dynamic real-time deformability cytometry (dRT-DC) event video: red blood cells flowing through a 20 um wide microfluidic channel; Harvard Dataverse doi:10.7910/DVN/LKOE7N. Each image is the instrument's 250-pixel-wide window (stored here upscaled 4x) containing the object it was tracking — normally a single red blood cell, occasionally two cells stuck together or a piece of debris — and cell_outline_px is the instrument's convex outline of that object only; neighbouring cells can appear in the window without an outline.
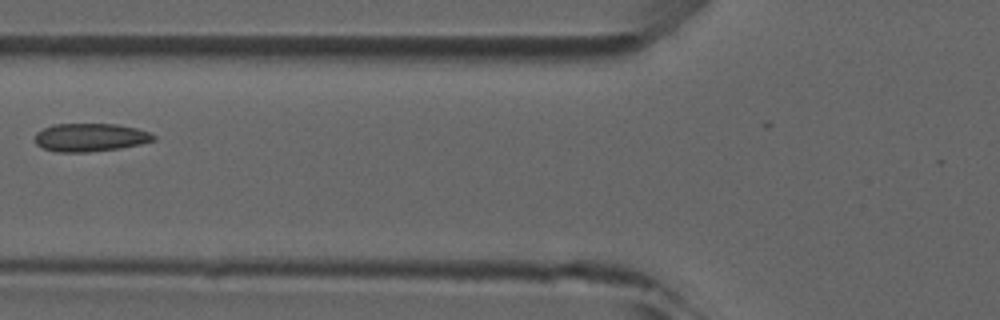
{"species": "common noctule bat (a hibernating species)", "species_latin": "Nyctalus noctula", "temperature_condition": "room temperature", "stored_images_in_passage": 7, "camera_frame_rate_fps": 3000, "um_per_image_px": 0.085, "animal": {"sex": "male", "forearm_length_mm": 52.5}, "frame": {"image": 1, "passage_image": 6, "time_ms": 6.333, "image_size_px": [1000, 320], "cell_outline_px": [[156, 140], [140, 144], [120, 148], [88, 152], [56, 152], [44, 148], [36, 144], [36, 132], [52, 124], [116, 124], [136, 128], [148, 132], [156, 136]], "centroid_in_image_um": [7.68, 11.68], "position_along_channel_um": 118.1, "area_um2": 19.42}}